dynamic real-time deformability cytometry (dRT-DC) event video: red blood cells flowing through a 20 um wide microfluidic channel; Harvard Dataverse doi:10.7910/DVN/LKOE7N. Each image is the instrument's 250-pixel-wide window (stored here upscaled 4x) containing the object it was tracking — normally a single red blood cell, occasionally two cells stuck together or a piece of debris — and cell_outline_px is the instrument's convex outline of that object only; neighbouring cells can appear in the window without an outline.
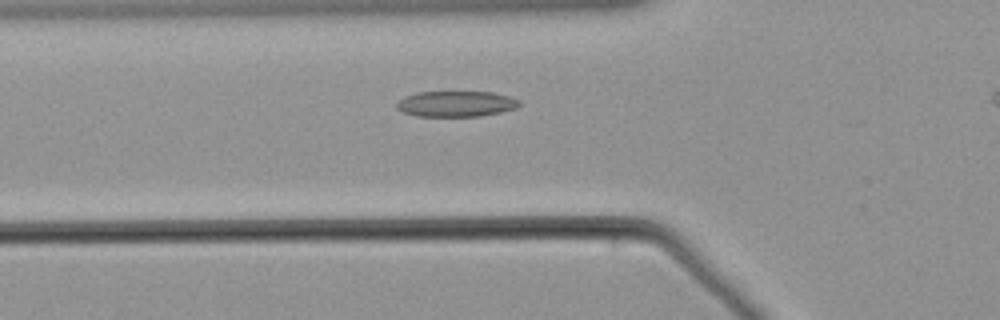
{"species": "common noctule bat (a hibernating species)", "species_latin": "Nyctalus noctula", "temperature_condition": "warm", "stored_images_in_passage": 14, "camera_frame_rate_fps": 3000, "um_per_image_px": 0.085, "animal": {"sex": "male", "body_mass_g": 21.5, "forearm_length_mm": 52.0}, "frame": {"image": 1, "passage_image": 10, "time_ms": 3.0, "image_size_px": [1000, 320], "cell_outline_px": [[520, 104], [516, 108], [500, 112], [480, 116], [416, 116], [404, 112], [396, 108], [396, 104], [404, 96], [416, 92], [492, 92], [508, 96], [520, 100]], "centroid_in_image_um": [38.75, 8.82], "position_along_channel_um": 87.0, "area_um2": 18.32}}
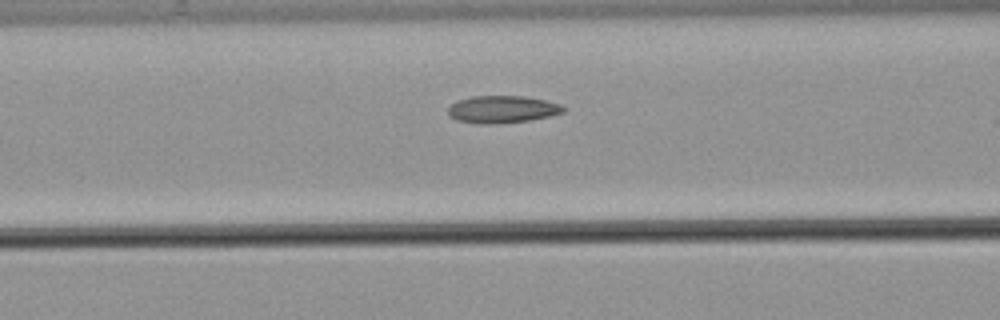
{"frame": {"image": 2, "passage_image": 13, "time_ms": 4.0, "image_size_px": [1000, 320], "cell_outline_px": [[564, 112], [552, 116], [528, 120], [488, 124], [480, 124], [456, 120], [448, 116], [448, 108], [456, 100], [472, 96], [524, 96], [544, 100], [560, 104], [564, 108]], "centroid_in_image_um": [42.66, 9.29], "position_along_channel_um": 123.9, "area_um2": 18.32}}